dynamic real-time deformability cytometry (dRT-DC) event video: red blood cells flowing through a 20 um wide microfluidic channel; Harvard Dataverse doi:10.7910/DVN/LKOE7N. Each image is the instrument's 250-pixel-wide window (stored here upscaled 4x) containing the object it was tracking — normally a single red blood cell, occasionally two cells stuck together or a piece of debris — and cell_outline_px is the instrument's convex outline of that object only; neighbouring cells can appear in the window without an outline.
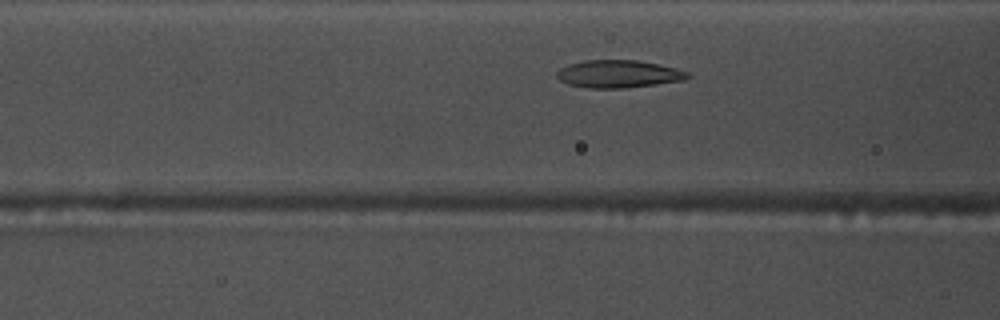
{"species": "common noctule bat (a hibernating species)", "species_latin": "Nyctalus noctula", "temperature_condition": "warm", "stored_images_in_passage": 31, "camera_frame_rate_fps": 3000, "um_per_image_px": 0.085, "animal": {"sex": "male", "body_mass_g": 17.5, "forearm_length_mm": 52.3}, "frame": {"image": 1, "passage_image": 9, "time_ms": 2.667, "image_size_px": [1000, 320], "cell_outline_px": [[692, 76], [684, 80], [656, 84], [624, 88], [588, 88], [568, 84], [560, 80], [556, 76], [556, 72], [560, 68], [568, 64], [584, 60], [636, 60], [660, 64], [676, 68], [688, 72]], "centroid_in_image_um": [52.57, 6.28], "position_along_channel_um": 114.0, "area_um2": 21.15}}
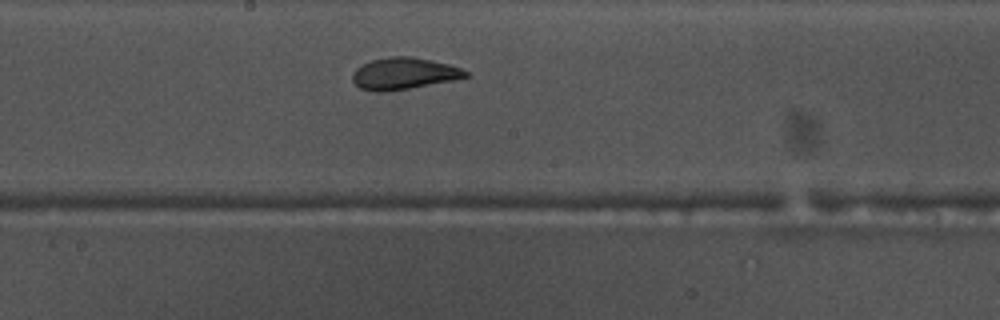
{"frame": {"image": 2, "passage_image": 17, "time_ms": 5.333, "image_size_px": [1000, 320], "cell_outline_px": [[468, 76], [452, 80], [408, 88], [384, 92], [376, 92], [360, 88], [352, 80], [352, 72], [360, 64], [372, 60], [388, 56], [412, 56], [432, 60], [448, 64], [460, 68], [468, 72]], "centroid_in_image_um": [34.27, 6.24], "position_along_channel_um": 213.9, "area_um2": 20.87}}
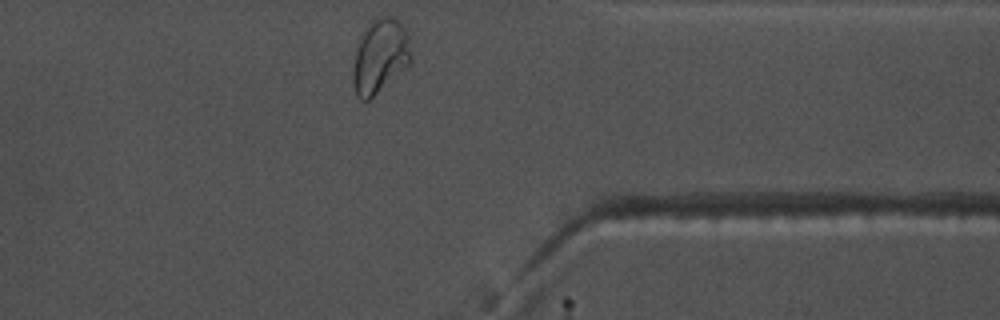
{"frame": {"image": 3, "passage_image": 31, "time_ms": 10.0, "image_size_px": [1000, 320], "cell_outline_px": [[412, 64], [368, 100], [360, 100], [356, 96], [352, 84], [352, 72], [356, 48], [364, 32], [380, 16], [392, 16], [404, 28], [408, 36], [412, 56]], "centroid_in_image_um": [32.32, 4.84], "position_along_channel_um": 379.1, "area_um2": 24.91}, "authors_computed_cell_mechanics": {"area_um2": 20.8658, "velocity_mm_per_s": 3.7479, "shape_relaxation_time_tau1_ms": 7.0691, "shape_relaxation_time_tau2_ms": null, "deformation_change_tau1": 0.2041, "deformation_change_tau2": null}}